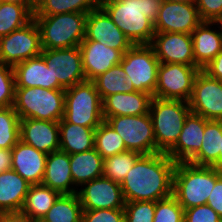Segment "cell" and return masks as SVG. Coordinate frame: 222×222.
<instances>
[{
  "label": "cell",
  "instance_id": "ba28073f",
  "mask_svg": "<svg viewBox=\"0 0 222 222\" xmlns=\"http://www.w3.org/2000/svg\"><path fill=\"white\" fill-rule=\"evenodd\" d=\"M120 64L135 91L153 96L160 63L149 44L133 45L123 54Z\"/></svg>",
  "mask_w": 222,
  "mask_h": 222
},
{
  "label": "cell",
  "instance_id": "3957f363",
  "mask_svg": "<svg viewBox=\"0 0 222 222\" xmlns=\"http://www.w3.org/2000/svg\"><path fill=\"white\" fill-rule=\"evenodd\" d=\"M220 177L215 167L178 162L173 173L172 196L183 209L204 205Z\"/></svg>",
  "mask_w": 222,
  "mask_h": 222
},
{
  "label": "cell",
  "instance_id": "277c9868",
  "mask_svg": "<svg viewBox=\"0 0 222 222\" xmlns=\"http://www.w3.org/2000/svg\"><path fill=\"white\" fill-rule=\"evenodd\" d=\"M87 13L71 12L52 16H33L40 31L42 49L80 46L85 38Z\"/></svg>",
  "mask_w": 222,
  "mask_h": 222
},
{
  "label": "cell",
  "instance_id": "c3c4849f",
  "mask_svg": "<svg viewBox=\"0 0 222 222\" xmlns=\"http://www.w3.org/2000/svg\"><path fill=\"white\" fill-rule=\"evenodd\" d=\"M0 1L18 4V5H31L28 0H0Z\"/></svg>",
  "mask_w": 222,
  "mask_h": 222
},
{
  "label": "cell",
  "instance_id": "44dd1931",
  "mask_svg": "<svg viewBox=\"0 0 222 222\" xmlns=\"http://www.w3.org/2000/svg\"><path fill=\"white\" fill-rule=\"evenodd\" d=\"M11 169L21 175L31 185L41 184L46 166V153L36 150L21 140L11 149Z\"/></svg>",
  "mask_w": 222,
  "mask_h": 222
},
{
  "label": "cell",
  "instance_id": "f546056e",
  "mask_svg": "<svg viewBox=\"0 0 222 222\" xmlns=\"http://www.w3.org/2000/svg\"><path fill=\"white\" fill-rule=\"evenodd\" d=\"M61 194L46 185H30L22 212L31 219H41Z\"/></svg>",
  "mask_w": 222,
  "mask_h": 222
},
{
  "label": "cell",
  "instance_id": "7402d4cb",
  "mask_svg": "<svg viewBox=\"0 0 222 222\" xmlns=\"http://www.w3.org/2000/svg\"><path fill=\"white\" fill-rule=\"evenodd\" d=\"M191 37L195 66L202 70L222 50L220 27L217 22L202 21L192 31Z\"/></svg>",
  "mask_w": 222,
  "mask_h": 222
},
{
  "label": "cell",
  "instance_id": "b9f144b4",
  "mask_svg": "<svg viewBox=\"0 0 222 222\" xmlns=\"http://www.w3.org/2000/svg\"><path fill=\"white\" fill-rule=\"evenodd\" d=\"M184 222H222V218L208 204L184 209Z\"/></svg>",
  "mask_w": 222,
  "mask_h": 222
},
{
  "label": "cell",
  "instance_id": "60d3db41",
  "mask_svg": "<svg viewBox=\"0 0 222 222\" xmlns=\"http://www.w3.org/2000/svg\"><path fill=\"white\" fill-rule=\"evenodd\" d=\"M82 222H124V208L83 210Z\"/></svg>",
  "mask_w": 222,
  "mask_h": 222
},
{
  "label": "cell",
  "instance_id": "5bb4252c",
  "mask_svg": "<svg viewBox=\"0 0 222 222\" xmlns=\"http://www.w3.org/2000/svg\"><path fill=\"white\" fill-rule=\"evenodd\" d=\"M78 188L77 195L83 210L124 208L125 200L119 183L101 176Z\"/></svg>",
  "mask_w": 222,
  "mask_h": 222
},
{
  "label": "cell",
  "instance_id": "7c38bea8",
  "mask_svg": "<svg viewBox=\"0 0 222 222\" xmlns=\"http://www.w3.org/2000/svg\"><path fill=\"white\" fill-rule=\"evenodd\" d=\"M188 103L191 112L207 120L222 121V82L200 70Z\"/></svg>",
  "mask_w": 222,
  "mask_h": 222
},
{
  "label": "cell",
  "instance_id": "f1b7e54d",
  "mask_svg": "<svg viewBox=\"0 0 222 222\" xmlns=\"http://www.w3.org/2000/svg\"><path fill=\"white\" fill-rule=\"evenodd\" d=\"M221 137L222 121L209 120L205 124L202 146L188 162L199 166H211L218 169Z\"/></svg>",
  "mask_w": 222,
  "mask_h": 222
},
{
  "label": "cell",
  "instance_id": "ab89813d",
  "mask_svg": "<svg viewBox=\"0 0 222 222\" xmlns=\"http://www.w3.org/2000/svg\"><path fill=\"white\" fill-rule=\"evenodd\" d=\"M15 101V77L13 67L0 63V108L10 107Z\"/></svg>",
  "mask_w": 222,
  "mask_h": 222
},
{
  "label": "cell",
  "instance_id": "7a4b0ae2",
  "mask_svg": "<svg viewBox=\"0 0 222 222\" xmlns=\"http://www.w3.org/2000/svg\"><path fill=\"white\" fill-rule=\"evenodd\" d=\"M161 3L162 0H100V6L133 45L151 43Z\"/></svg>",
  "mask_w": 222,
  "mask_h": 222
},
{
  "label": "cell",
  "instance_id": "681fc988",
  "mask_svg": "<svg viewBox=\"0 0 222 222\" xmlns=\"http://www.w3.org/2000/svg\"><path fill=\"white\" fill-rule=\"evenodd\" d=\"M222 168V137H221V150L219 153V158H218V169Z\"/></svg>",
  "mask_w": 222,
  "mask_h": 222
},
{
  "label": "cell",
  "instance_id": "d6986e66",
  "mask_svg": "<svg viewBox=\"0 0 222 222\" xmlns=\"http://www.w3.org/2000/svg\"><path fill=\"white\" fill-rule=\"evenodd\" d=\"M82 55V67L86 80H93L115 65L120 64L123 52L109 48L102 43L83 40L79 46Z\"/></svg>",
  "mask_w": 222,
  "mask_h": 222
},
{
  "label": "cell",
  "instance_id": "f907efd6",
  "mask_svg": "<svg viewBox=\"0 0 222 222\" xmlns=\"http://www.w3.org/2000/svg\"><path fill=\"white\" fill-rule=\"evenodd\" d=\"M162 1H170V2H184V3H195L196 0H162Z\"/></svg>",
  "mask_w": 222,
  "mask_h": 222
},
{
  "label": "cell",
  "instance_id": "e575fe53",
  "mask_svg": "<svg viewBox=\"0 0 222 222\" xmlns=\"http://www.w3.org/2000/svg\"><path fill=\"white\" fill-rule=\"evenodd\" d=\"M94 149L103 159L127 151L123 138L106 121L95 129Z\"/></svg>",
  "mask_w": 222,
  "mask_h": 222
},
{
  "label": "cell",
  "instance_id": "ee69618b",
  "mask_svg": "<svg viewBox=\"0 0 222 222\" xmlns=\"http://www.w3.org/2000/svg\"><path fill=\"white\" fill-rule=\"evenodd\" d=\"M206 204L222 218V177L216 181Z\"/></svg>",
  "mask_w": 222,
  "mask_h": 222
},
{
  "label": "cell",
  "instance_id": "5b68a950",
  "mask_svg": "<svg viewBox=\"0 0 222 222\" xmlns=\"http://www.w3.org/2000/svg\"><path fill=\"white\" fill-rule=\"evenodd\" d=\"M190 112L187 101L152 98L149 114L153 123L156 153H167L176 144Z\"/></svg>",
  "mask_w": 222,
  "mask_h": 222
},
{
  "label": "cell",
  "instance_id": "8d00e7d4",
  "mask_svg": "<svg viewBox=\"0 0 222 222\" xmlns=\"http://www.w3.org/2000/svg\"><path fill=\"white\" fill-rule=\"evenodd\" d=\"M20 118L14 107L0 108V148L12 149L20 140Z\"/></svg>",
  "mask_w": 222,
  "mask_h": 222
},
{
  "label": "cell",
  "instance_id": "30bf717a",
  "mask_svg": "<svg viewBox=\"0 0 222 222\" xmlns=\"http://www.w3.org/2000/svg\"><path fill=\"white\" fill-rule=\"evenodd\" d=\"M200 70L195 65L160 63L153 97L188 102Z\"/></svg>",
  "mask_w": 222,
  "mask_h": 222
},
{
  "label": "cell",
  "instance_id": "7bdbcfd3",
  "mask_svg": "<svg viewBox=\"0 0 222 222\" xmlns=\"http://www.w3.org/2000/svg\"><path fill=\"white\" fill-rule=\"evenodd\" d=\"M195 5L203 21L216 22L222 15V0H196Z\"/></svg>",
  "mask_w": 222,
  "mask_h": 222
},
{
  "label": "cell",
  "instance_id": "836d02e7",
  "mask_svg": "<svg viewBox=\"0 0 222 222\" xmlns=\"http://www.w3.org/2000/svg\"><path fill=\"white\" fill-rule=\"evenodd\" d=\"M100 6V0H43L33 16H52L62 13H89Z\"/></svg>",
  "mask_w": 222,
  "mask_h": 222
},
{
  "label": "cell",
  "instance_id": "e0dca14e",
  "mask_svg": "<svg viewBox=\"0 0 222 222\" xmlns=\"http://www.w3.org/2000/svg\"><path fill=\"white\" fill-rule=\"evenodd\" d=\"M149 45L159 63L195 65L191 34L155 32Z\"/></svg>",
  "mask_w": 222,
  "mask_h": 222
},
{
  "label": "cell",
  "instance_id": "ffe728a7",
  "mask_svg": "<svg viewBox=\"0 0 222 222\" xmlns=\"http://www.w3.org/2000/svg\"><path fill=\"white\" fill-rule=\"evenodd\" d=\"M209 120L190 112L176 144L166 153L174 162H188L201 148L205 124Z\"/></svg>",
  "mask_w": 222,
  "mask_h": 222
},
{
  "label": "cell",
  "instance_id": "f6af8a7d",
  "mask_svg": "<svg viewBox=\"0 0 222 222\" xmlns=\"http://www.w3.org/2000/svg\"><path fill=\"white\" fill-rule=\"evenodd\" d=\"M211 78L222 82V50L203 69Z\"/></svg>",
  "mask_w": 222,
  "mask_h": 222
},
{
  "label": "cell",
  "instance_id": "4dcf8cb0",
  "mask_svg": "<svg viewBox=\"0 0 222 222\" xmlns=\"http://www.w3.org/2000/svg\"><path fill=\"white\" fill-rule=\"evenodd\" d=\"M32 5H18L0 1V37L21 29L33 20Z\"/></svg>",
  "mask_w": 222,
  "mask_h": 222
},
{
  "label": "cell",
  "instance_id": "603a6c76",
  "mask_svg": "<svg viewBox=\"0 0 222 222\" xmlns=\"http://www.w3.org/2000/svg\"><path fill=\"white\" fill-rule=\"evenodd\" d=\"M13 71L15 87L65 89L58 81H53V74L42 55L14 65Z\"/></svg>",
  "mask_w": 222,
  "mask_h": 222
},
{
  "label": "cell",
  "instance_id": "484cf974",
  "mask_svg": "<svg viewBox=\"0 0 222 222\" xmlns=\"http://www.w3.org/2000/svg\"><path fill=\"white\" fill-rule=\"evenodd\" d=\"M30 185L12 169L0 173V213L21 211Z\"/></svg>",
  "mask_w": 222,
  "mask_h": 222
},
{
  "label": "cell",
  "instance_id": "1f68e13d",
  "mask_svg": "<svg viewBox=\"0 0 222 222\" xmlns=\"http://www.w3.org/2000/svg\"><path fill=\"white\" fill-rule=\"evenodd\" d=\"M92 81L99 92L101 100L115 93H132L135 91L129 83V78L126 76L121 64L113 66Z\"/></svg>",
  "mask_w": 222,
  "mask_h": 222
},
{
  "label": "cell",
  "instance_id": "4316f807",
  "mask_svg": "<svg viewBox=\"0 0 222 222\" xmlns=\"http://www.w3.org/2000/svg\"><path fill=\"white\" fill-rule=\"evenodd\" d=\"M95 129L75 125L62 118L59 121V150L70 155L94 149Z\"/></svg>",
  "mask_w": 222,
  "mask_h": 222
},
{
  "label": "cell",
  "instance_id": "816d5d0a",
  "mask_svg": "<svg viewBox=\"0 0 222 222\" xmlns=\"http://www.w3.org/2000/svg\"><path fill=\"white\" fill-rule=\"evenodd\" d=\"M28 1L34 8H36L43 0H28Z\"/></svg>",
  "mask_w": 222,
  "mask_h": 222
},
{
  "label": "cell",
  "instance_id": "bcb514c9",
  "mask_svg": "<svg viewBox=\"0 0 222 222\" xmlns=\"http://www.w3.org/2000/svg\"><path fill=\"white\" fill-rule=\"evenodd\" d=\"M0 222H33L28 215L22 211L0 213Z\"/></svg>",
  "mask_w": 222,
  "mask_h": 222
},
{
  "label": "cell",
  "instance_id": "4fadbf2b",
  "mask_svg": "<svg viewBox=\"0 0 222 222\" xmlns=\"http://www.w3.org/2000/svg\"><path fill=\"white\" fill-rule=\"evenodd\" d=\"M41 55L53 74L65 89L86 80L79 46L66 49H42Z\"/></svg>",
  "mask_w": 222,
  "mask_h": 222
},
{
  "label": "cell",
  "instance_id": "cb8c5ba5",
  "mask_svg": "<svg viewBox=\"0 0 222 222\" xmlns=\"http://www.w3.org/2000/svg\"><path fill=\"white\" fill-rule=\"evenodd\" d=\"M42 184L60 194L77 193L70 170V155L57 150L47 155Z\"/></svg>",
  "mask_w": 222,
  "mask_h": 222
},
{
  "label": "cell",
  "instance_id": "ac0fdd59",
  "mask_svg": "<svg viewBox=\"0 0 222 222\" xmlns=\"http://www.w3.org/2000/svg\"><path fill=\"white\" fill-rule=\"evenodd\" d=\"M19 135L22 142L46 154L59 150V122L20 119Z\"/></svg>",
  "mask_w": 222,
  "mask_h": 222
},
{
  "label": "cell",
  "instance_id": "2e32d148",
  "mask_svg": "<svg viewBox=\"0 0 222 222\" xmlns=\"http://www.w3.org/2000/svg\"><path fill=\"white\" fill-rule=\"evenodd\" d=\"M84 40L97 41L123 53L133 46L101 6L87 14Z\"/></svg>",
  "mask_w": 222,
  "mask_h": 222
},
{
  "label": "cell",
  "instance_id": "d4e9b609",
  "mask_svg": "<svg viewBox=\"0 0 222 222\" xmlns=\"http://www.w3.org/2000/svg\"><path fill=\"white\" fill-rule=\"evenodd\" d=\"M153 96L142 92L115 93L102 100L104 121L113 116H139L149 113Z\"/></svg>",
  "mask_w": 222,
  "mask_h": 222
},
{
  "label": "cell",
  "instance_id": "9c48e42d",
  "mask_svg": "<svg viewBox=\"0 0 222 222\" xmlns=\"http://www.w3.org/2000/svg\"><path fill=\"white\" fill-rule=\"evenodd\" d=\"M122 138L128 151L141 155L156 153V141L150 114L113 116L105 120Z\"/></svg>",
  "mask_w": 222,
  "mask_h": 222
},
{
  "label": "cell",
  "instance_id": "52a82bcc",
  "mask_svg": "<svg viewBox=\"0 0 222 222\" xmlns=\"http://www.w3.org/2000/svg\"><path fill=\"white\" fill-rule=\"evenodd\" d=\"M63 118L90 128H97L104 121L102 100L93 81L85 80L65 89Z\"/></svg>",
  "mask_w": 222,
  "mask_h": 222
},
{
  "label": "cell",
  "instance_id": "f35d334b",
  "mask_svg": "<svg viewBox=\"0 0 222 222\" xmlns=\"http://www.w3.org/2000/svg\"><path fill=\"white\" fill-rule=\"evenodd\" d=\"M154 214V201L125 202L124 222H153Z\"/></svg>",
  "mask_w": 222,
  "mask_h": 222
},
{
  "label": "cell",
  "instance_id": "f5cc1de1",
  "mask_svg": "<svg viewBox=\"0 0 222 222\" xmlns=\"http://www.w3.org/2000/svg\"><path fill=\"white\" fill-rule=\"evenodd\" d=\"M216 22L219 25L221 33H222V15H221V17Z\"/></svg>",
  "mask_w": 222,
  "mask_h": 222
},
{
  "label": "cell",
  "instance_id": "8992f818",
  "mask_svg": "<svg viewBox=\"0 0 222 222\" xmlns=\"http://www.w3.org/2000/svg\"><path fill=\"white\" fill-rule=\"evenodd\" d=\"M65 89L15 87L14 110L20 119L59 122L64 116Z\"/></svg>",
  "mask_w": 222,
  "mask_h": 222
},
{
  "label": "cell",
  "instance_id": "d6a6232c",
  "mask_svg": "<svg viewBox=\"0 0 222 222\" xmlns=\"http://www.w3.org/2000/svg\"><path fill=\"white\" fill-rule=\"evenodd\" d=\"M82 211L77 193L61 194L42 219L45 222H82Z\"/></svg>",
  "mask_w": 222,
  "mask_h": 222
},
{
  "label": "cell",
  "instance_id": "83f0119b",
  "mask_svg": "<svg viewBox=\"0 0 222 222\" xmlns=\"http://www.w3.org/2000/svg\"><path fill=\"white\" fill-rule=\"evenodd\" d=\"M104 159L95 150L70 154V170L77 188L86 182L103 176Z\"/></svg>",
  "mask_w": 222,
  "mask_h": 222
},
{
  "label": "cell",
  "instance_id": "9a60e30c",
  "mask_svg": "<svg viewBox=\"0 0 222 222\" xmlns=\"http://www.w3.org/2000/svg\"><path fill=\"white\" fill-rule=\"evenodd\" d=\"M202 21L195 3L162 1L154 29L155 32L192 34Z\"/></svg>",
  "mask_w": 222,
  "mask_h": 222
},
{
  "label": "cell",
  "instance_id": "11a10c76",
  "mask_svg": "<svg viewBox=\"0 0 222 222\" xmlns=\"http://www.w3.org/2000/svg\"><path fill=\"white\" fill-rule=\"evenodd\" d=\"M218 170H219L220 175H221V177H222V168H219Z\"/></svg>",
  "mask_w": 222,
  "mask_h": 222
},
{
  "label": "cell",
  "instance_id": "8fae6325",
  "mask_svg": "<svg viewBox=\"0 0 222 222\" xmlns=\"http://www.w3.org/2000/svg\"><path fill=\"white\" fill-rule=\"evenodd\" d=\"M41 52L40 31L34 19L21 29L0 37V63L13 67Z\"/></svg>",
  "mask_w": 222,
  "mask_h": 222
},
{
  "label": "cell",
  "instance_id": "6da1fadb",
  "mask_svg": "<svg viewBox=\"0 0 222 222\" xmlns=\"http://www.w3.org/2000/svg\"><path fill=\"white\" fill-rule=\"evenodd\" d=\"M175 166L166 153L141 155L120 184L125 202H156L172 196Z\"/></svg>",
  "mask_w": 222,
  "mask_h": 222
},
{
  "label": "cell",
  "instance_id": "74e56055",
  "mask_svg": "<svg viewBox=\"0 0 222 222\" xmlns=\"http://www.w3.org/2000/svg\"><path fill=\"white\" fill-rule=\"evenodd\" d=\"M153 222H184V209L173 196L156 201Z\"/></svg>",
  "mask_w": 222,
  "mask_h": 222
},
{
  "label": "cell",
  "instance_id": "7dc6e473",
  "mask_svg": "<svg viewBox=\"0 0 222 222\" xmlns=\"http://www.w3.org/2000/svg\"><path fill=\"white\" fill-rule=\"evenodd\" d=\"M12 151L11 149L0 148V173L11 170Z\"/></svg>",
  "mask_w": 222,
  "mask_h": 222
},
{
  "label": "cell",
  "instance_id": "db71d44e",
  "mask_svg": "<svg viewBox=\"0 0 222 222\" xmlns=\"http://www.w3.org/2000/svg\"><path fill=\"white\" fill-rule=\"evenodd\" d=\"M33 222H45V221L41 218V219H33Z\"/></svg>",
  "mask_w": 222,
  "mask_h": 222
},
{
  "label": "cell",
  "instance_id": "d590c367",
  "mask_svg": "<svg viewBox=\"0 0 222 222\" xmlns=\"http://www.w3.org/2000/svg\"><path fill=\"white\" fill-rule=\"evenodd\" d=\"M140 156V153L127 150L104 159L103 176L121 184L126 174Z\"/></svg>",
  "mask_w": 222,
  "mask_h": 222
}]
</instances>
